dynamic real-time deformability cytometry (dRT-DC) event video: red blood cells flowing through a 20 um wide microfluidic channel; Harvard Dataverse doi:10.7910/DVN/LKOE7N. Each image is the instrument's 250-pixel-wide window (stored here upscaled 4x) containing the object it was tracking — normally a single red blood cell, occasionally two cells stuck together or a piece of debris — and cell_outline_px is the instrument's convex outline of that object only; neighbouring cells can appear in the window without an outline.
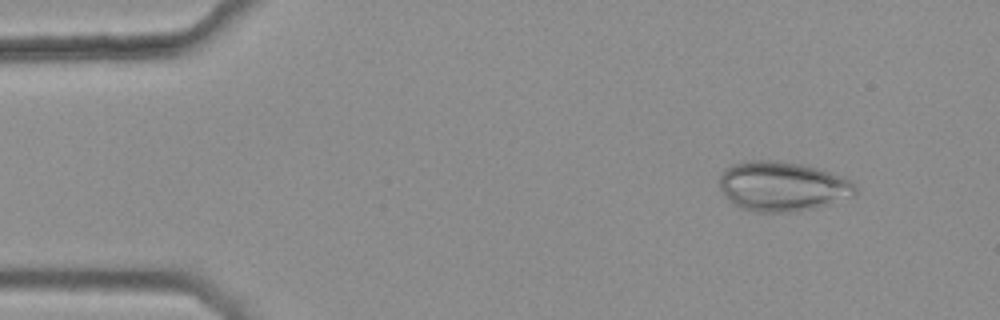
{"species": "common noctule bat (a hibernating species)", "species_latin": "Nyctalus noctula", "temperature_condition": "warm", "stored_images_in_passage": 43, "camera_frame_rate_fps": 3000, "um_per_image_px": 0.085, "animal": {"sex": "female", "body_mass_g": 25.1}, "frame": {"image": 1, "passage_image": 4, "time_ms": 1.0, "image_size_px": [1000, 320], "cell_outline_px": [[856, 192], [852, 196], [832, 204], [816, 208], [792, 212], [756, 212], [740, 208], [732, 204], [728, 200], [720, 188], [720, 172], [724, 168], [732, 164], [752, 160], [772, 160], [800, 164], [816, 168], [852, 180], [856, 188]], "centroid_in_image_um": [66.48, 15.85], "position_along_channel_um": 18.5, "area_um2": 39.54}}
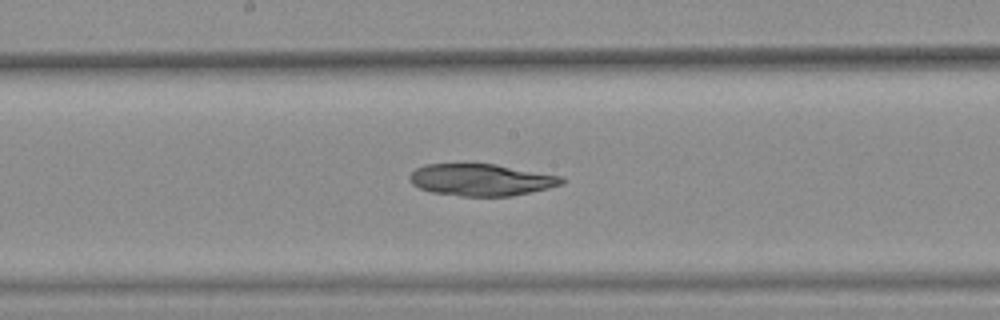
{"frame": {"image": 2, "passage_image": 26, "time_ms": 8.333, "image_size_px": [1000, 320], "cell_outline_px": [[568, 180], [564, 184], [548, 188], [512, 196], [460, 196], [432, 192], [420, 188], [412, 184], [408, 176], [416, 168], [424, 164], [496, 164], [564, 176]], "centroid_in_image_um": [40.95, 15.28], "position_along_channel_um": 207.2, "area_um2": 28.5}}
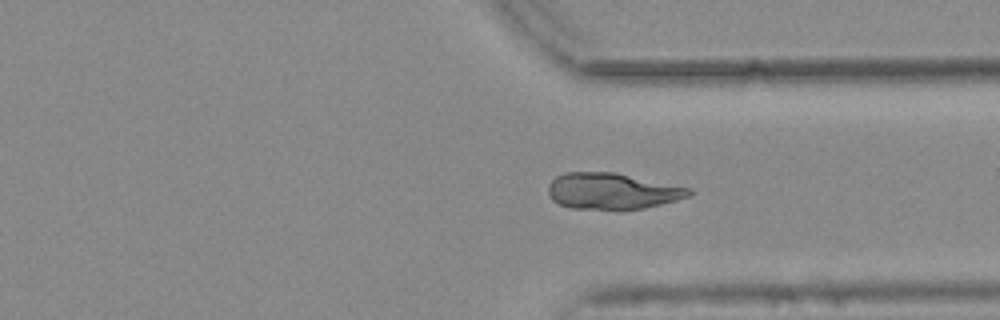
{"frame": {"image": 3, "passage_image": 38, "time_ms": 12.333, "image_size_px": [1000, 320], "cell_outline_px": [[692, 192], [688, 196], [676, 200], [644, 208], [620, 212], [572, 208], [560, 204], [552, 200], [548, 192], [548, 184], [556, 176], [564, 172], [616, 172], [692, 188]], "centroid_in_image_um": [52.02, 16.27], "position_along_channel_um": 359.4, "area_um2": 30.46}}